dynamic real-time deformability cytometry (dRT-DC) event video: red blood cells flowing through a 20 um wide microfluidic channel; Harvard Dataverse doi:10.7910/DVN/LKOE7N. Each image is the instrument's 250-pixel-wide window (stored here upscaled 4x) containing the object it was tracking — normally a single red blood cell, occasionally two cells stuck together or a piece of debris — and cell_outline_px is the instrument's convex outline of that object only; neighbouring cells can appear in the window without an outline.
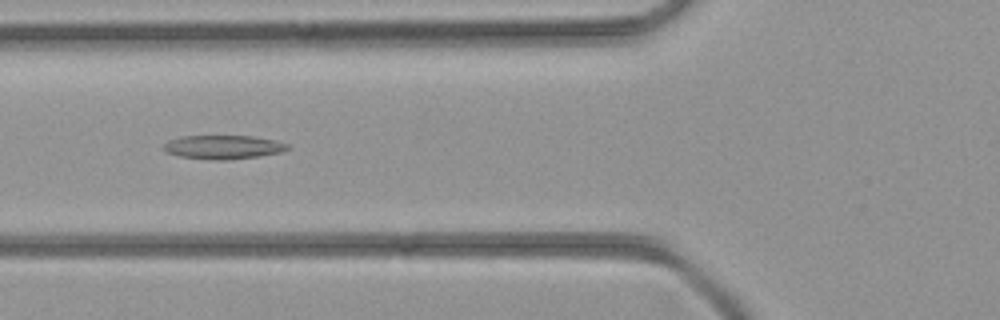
{"species": "common noctule bat (a hibernating species)", "species_latin": "Nyctalus noctula", "temperature_condition": "room temperature", "stored_images_in_passage": 31, "camera_frame_rate_fps": 3000, "um_per_image_px": 0.085, "animal": {"sex": "female", "body_mass_g": 21.9}, "frame": {"image": 1, "passage_image": 12, "time_ms": 3.667, "image_size_px": [1000, 320], "cell_outline_px": [[292, 148], [284, 152], [260, 156], [228, 160], [216, 160], [180, 156], [168, 152], [164, 148], [164, 144], [168, 140], [180, 136], [252, 136], [276, 140], [288, 144]], "centroid_in_image_um": [19.05, 12.5], "position_along_channel_um": 106.7, "area_um2": 17.28}}
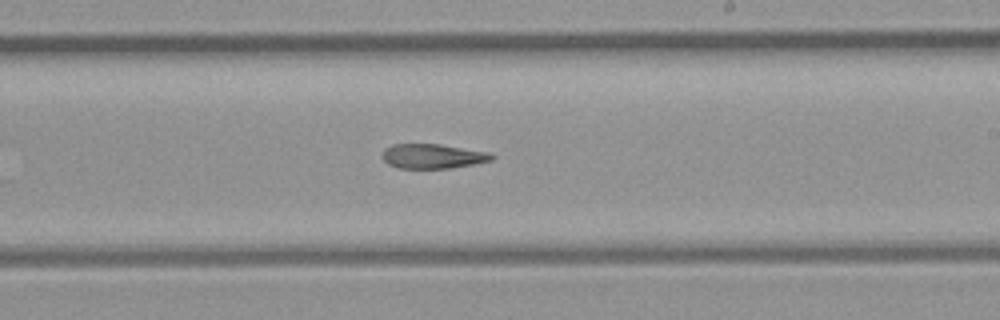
{"frame": {"image": 2, "passage_image": 21, "time_ms": 6.667, "image_size_px": [1000, 320], "cell_outline_px": [[496, 156], [492, 160], [476, 164], [452, 168], [396, 168], [388, 164], [384, 160], [384, 148], [392, 144], [440, 144], [492, 152]], "centroid_in_image_um": [36.85, 13.27], "position_along_channel_um": 252.2, "area_um2": 15.9}}
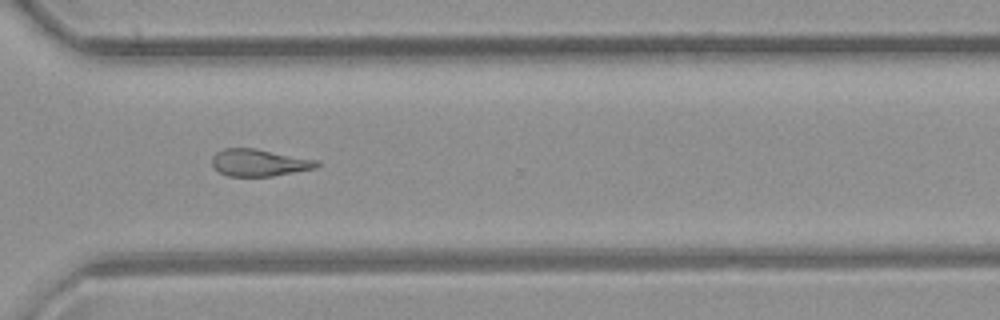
{"frame": {"image": 3, "passage_image": 27, "time_ms": 8.667, "image_size_px": [1000, 320], "cell_outline_px": [[320, 164], [316, 168], [272, 176], [228, 176], [220, 172], [212, 164], [212, 156], [216, 152], [224, 148], [256, 148], [320, 160]], "centroid_in_image_um": [22.06, 13.81], "position_along_channel_um": 348.5, "area_um2": 16.65}}